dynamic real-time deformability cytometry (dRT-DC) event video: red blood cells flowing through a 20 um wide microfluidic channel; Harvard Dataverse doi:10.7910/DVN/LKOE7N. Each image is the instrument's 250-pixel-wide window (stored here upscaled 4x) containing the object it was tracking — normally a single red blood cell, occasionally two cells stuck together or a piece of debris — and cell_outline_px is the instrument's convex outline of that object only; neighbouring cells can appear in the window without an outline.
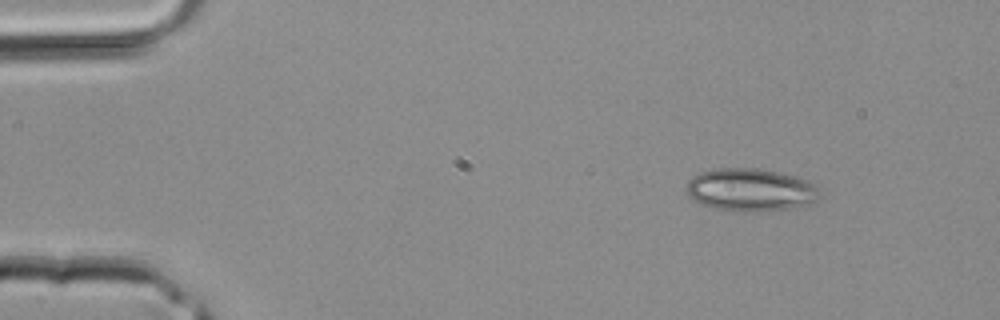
{"species": "common noctule bat (a hibernating species)", "species_latin": "Nyctalus noctula", "temperature_condition": "room temperature", "stored_images_in_passage": 35, "camera_frame_rate_fps": 3000, "um_per_image_px": 0.085, "animal": {"sex": "male", "body_mass_g": 20.4}, "frame": {"image": 1, "passage_image": 1, "time_ms": 0.0, "image_size_px": [1000, 320], "cell_outline_px": [[820, 196], [816, 200], [808, 204], [792, 208], [760, 212], [728, 212], [712, 208], [700, 204], [692, 200], [688, 196], [684, 188], [688, 180], [692, 176], [700, 172], [716, 168], [756, 168], [780, 172], [796, 176], [808, 180], [816, 184]], "centroid_in_image_um": [63.75, 16.15], "position_along_channel_um": 21.3, "area_um2": 34.1}}
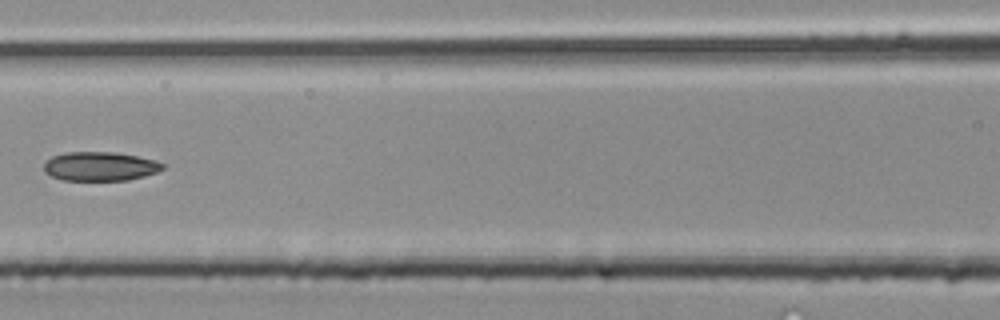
{"frame": {"image": 2, "passage_image": 14, "time_ms": 4.333, "image_size_px": [1000, 320], "cell_outline_px": [[164, 168], [156, 172], [144, 176], [128, 180], [64, 180], [52, 176], [44, 172], [44, 164], [52, 156], [68, 152], [116, 152], [156, 160], [164, 164]], "centroid_in_image_um": [8.51, 14.14], "position_along_channel_um": 158.1, "area_um2": 20.0}}
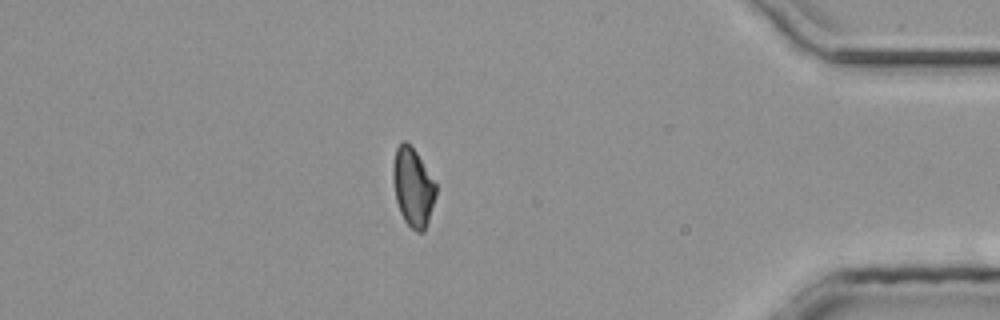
{"frame": {"image": 3, "passage_image": 30, "time_ms": 9.667, "image_size_px": [1000, 320], "cell_outline_px": [[436, 196], [424, 232], [416, 232], [404, 220], [400, 212], [396, 200], [392, 180], [392, 168], [396, 148], [404, 140], [416, 152], [436, 184]], "centroid_in_image_um": [35.09, 15.93], "position_along_channel_um": 400.1, "area_um2": 19.42}}